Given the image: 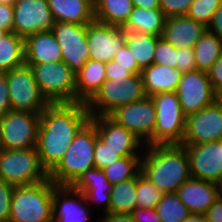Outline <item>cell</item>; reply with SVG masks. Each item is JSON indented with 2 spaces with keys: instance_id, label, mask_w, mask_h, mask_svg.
Instances as JSON below:
<instances>
[{
  "instance_id": "cell-1",
  "label": "cell",
  "mask_w": 222,
  "mask_h": 222,
  "mask_svg": "<svg viewBox=\"0 0 222 222\" xmlns=\"http://www.w3.org/2000/svg\"><path fill=\"white\" fill-rule=\"evenodd\" d=\"M91 120L86 103L49 104L41 113L36 150L50 173L61 161L79 131Z\"/></svg>"
},
{
  "instance_id": "cell-2",
  "label": "cell",
  "mask_w": 222,
  "mask_h": 222,
  "mask_svg": "<svg viewBox=\"0 0 222 222\" xmlns=\"http://www.w3.org/2000/svg\"><path fill=\"white\" fill-rule=\"evenodd\" d=\"M141 173L161 193H175L191 178L189 159L182 145L145 146L141 157Z\"/></svg>"
},
{
  "instance_id": "cell-3",
  "label": "cell",
  "mask_w": 222,
  "mask_h": 222,
  "mask_svg": "<svg viewBox=\"0 0 222 222\" xmlns=\"http://www.w3.org/2000/svg\"><path fill=\"white\" fill-rule=\"evenodd\" d=\"M97 129L90 120L75 136L58 165L49 173L56 185L71 186L87 170L95 167Z\"/></svg>"
},
{
  "instance_id": "cell-4",
  "label": "cell",
  "mask_w": 222,
  "mask_h": 222,
  "mask_svg": "<svg viewBox=\"0 0 222 222\" xmlns=\"http://www.w3.org/2000/svg\"><path fill=\"white\" fill-rule=\"evenodd\" d=\"M55 186L50 178L38 184L14 186L9 222L53 221Z\"/></svg>"
},
{
  "instance_id": "cell-5",
  "label": "cell",
  "mask_w": 222,
  "mask_h": 222,
  "mask_svg": "<svg viewBox=\"0 0 222 222\" xmlns=\"http://www.w3.org/2000/svg\"><path fill=\"white\" fill-rule=\"evenodd\" d=\"M156 125L152 145H182L186 115L176 92H161L151 96Z\"/></svg>"
},
{
  "instance_id": "cell-6",
  "label": "cell",
  "mask_w": 222,
  "mask_h": 222,
  "mask_svg": "<svg viewBox=\"0 0 222 222\" xmlns=\"http://www.w3.org/2000/svg\"><path fill=\"white\" fill-rule=\"evenodd\" d=\"M141 74L127 79L106 80L86 103L91 116L110 115L117 108L145 97Z\"/></svg>"
},
{
  "instance_id": "cell-7",
  "label": "cell",
  "mask_w": 222,
  "mask_h": 222,
  "mask_svg": "<svg viewBox=\"0 0 222 222\" xmlns=\"http://www.w3.org/2000/svg\"><path fill=\"white\" fill-rule=\"evenodd\" d=\"M0 179L12 186H25L49 179V173L42 165L36 148L0 149Z\"/></svg>"
},
{
  "instance_id": "cell-8",
  "label": "cell",
  "mask_w": 222,
  "mask_h": 222,
  "mask_svg": "<svg viewBox=\"0 0 222 222\" xmlns=\"http://www.w3.org/2000/svg\"><path fill=\"white\" fill-rule=\"evenodd\" d=\"M25 65L49 104L76 103V74L63 61Z\"/></svg>"
},
{
  "instance_id": "cell-9",
  "label": "cell",
  "mask_w": 222,
  "mask_h": 222,
  "mask_svg": "<svg viewBox=\"0 0 222 222\" xmlns=\"http://www.w3.org/2000/svg\"><path fill=\"white\" fill-rule=\"evenodd\" d=\"M3 74L7 78L11 110L41 115L49 103L41 94L32 69L24 64Z\"/></svg>"
},
{
  "instance_id": "cell-10",
  "label": "cell",
  "mask_w": 222,
  "mask_h": 222,
  "mask_svg": "<svg viewBox=\"0 0 222 222\" xmlns=\"http://www.w3.org/2000/svg\"><path fill=\"white\" fill-rule=\"evenodd\" d=\"M40 114L12 111L0 118L2 149H30L36 147Z\"/></svg>"
},
{
  "instance_id": "cell-11",
  "label": "cell",
  "mask_w": 222,
  "mask_h": 222,
  "mask_svg": "<svg viewBox=\"0 0 222 222\" xmlns=\"http://www.w3.org/2000/svg\"><path fill=\"white\" fill-rule=\"evenodd\" d=\"M109 116L131 131L145 146L152 145L156 112L151 96H145L139 101L121 106Z\"/></svg>"
},
{
  "instance_id": "cell-12",
  "label": "cell",
  "mask_w": 222,
  "mask_h": 222,
  "mask_svg": "<svg viewBox=\"0 0 222 222\" xmlns=\"http://www.w3.org/2000/svg\"><path fill=\"white\" fill-rule=\"evenodd\" d=\"M222 139V100L186 116L182 145H201Z\"/></svg>"
},
{
  "instance_id": "cell-13",
  "label": "cell",
  "mask_w": 222,
  "mask_h": 222,
  "mask_svg": "<svg viewBox=\"0 0 222 222\" xmlns=\"http://www.w3.org/2000/svg\"><path fill=\"white\" fill-rule=\"evenodd\" d=\"M176 93L186 116L199 112L219 98L208 74L199 70L183 72Z\"/></svg>"
},
{
  "instance_id": "cell-14",
  "label": "cell",
  "mask_w": 222,
  "mask_h": 222,
  "mask_svg": "<svg viewBox=\"0 0 222 222\" xmlns=\"http://www.w3.org/2000/svg\"><path fill=\"white\" fill-rule=\"evenodd\" d=\"M51 31L60 45L62 61L76 74L89 60L87 25L55 22Z\"/></svg>"
},
{
  "instance_id": "cell-15",
  "label": "cell",
  "mask_w": 222,
  "mask_h": 222,
  "mask_svg": "<svg viewBox=\"0 0 222 222\" xmlns=\"http://www.w3.org/2000/svg\"><path fill=\"white\" fill-rule=\"evenodd\" d=\"M189 159L191 178L222 186V139L201 145H182Z\"/></svg>"
},
{
  "instance_id": "cell-16",
  "label": "cell",
  "mask_w": 222,
  "mask_h": 222,
  "mask_svg": "<svg viewBox=\"0 0 222 222\" xmlns=\"http://www.w3.org/2000/svg\"><path fill=\"white\" fill-rule=\"evenodd\" d=\"M13 20L14 32L24 39L37 32L51 31L55 24L47 0H16Z\"/></svg>"
},
{
  "instance_id": "cell-17",
  "label": "cell",
  "mask_w": 222,
  "mask_h": 222,
  "mask_svg": "<svg viewBox=\"0 0 222 222\" xmlns=\"http://www.w3.org/2000/svg\"><path fill=\"white\" fill-rule=\"evenodd\" d=\"M127 33L122 27L93 21L87 25L89 59L107 63L126 44Z\"/></svg>"
},
{
  "instance_id": "cell-18",
  "label": "cell",
  "mask_w": 222,
  "mask_h": 222,
  "mask_svg": "<svg viewBox=\"0 0 222 222\" xmlns=\"http://www.w3.org/2000/svg\"><path fill=\"white\" fill-rule=\"evenodd\" d=\"M98 137L122 157L142 156L145 144L109 115L91 116Z\"/></svg>"
},
{
  "instance_id": "cell-19",
  "label": "cell",
  "mask_w": 222,
  "mask_h": 222,
  "mask_svg": "<svg viewBox=\"0 0 222 222\" xmlns=\"http://www.w3.org/2000/svg\"><path fill=\"white\" fill-rule=\"evenodd\" d=\"M52 211L54 222H90L93 213L82 192L64 185L55 186Z\"/></svg>"
},
{
  "instance_id": "cell-20",
  "label": "cell",
  "mask_w": 222,
  "mask_h": 222,
  "mask_svg": "<svg viewBox=\"0 0 222 222\" xmlns=\"http://www.w3.org/2000/svg\"><path fill=\"white\" fill-rule=\"evenodd\" d=\"M71 186L84 194L92 211L93 207L95 209L98 207L99 212L103 210L101 211L103 214L109 213L112 185L107 180L103 169L94 167L87 170ZM92 204L95 206L92 207Z\"/></svg>"
},
{
  "instance_id": "cell-21",
  "label": "cell",
  "mask_w": 222,
  "mask_h": 222,
  "mask_svg": "<svg viewBox=\"0 0 222 222\" xmlns=\"http://www.w3.org/2000/svg\"><path fill=\"white\" fill-rule=\"evenodd\" d=\"M179 200L191 213L205 214L222 193V186L204 180L190 178L178 190Z\"/></svg>"
},
{
  "instance_id": "cell-22",
  "label": "cell",
  "mask_w": 222,
  "mask_h": 222,
  "mask_svg": "<svg viewBox=\"0 0 222 222\" xmlns=\"http://www.w3.org/2000/svg\"><path fill=\"white\" fill-rule=\"evenodd\" d=\"M207 26L184 16L166 18L162 37L176 49L193 48Z\"/></svg>"
},
{
  "instance_id": "cell-23",
  "label": "cell",
  "mask_w": 222,
  "mask_h": 222,
  "mask_svg": "<svg viewBox=\"0 0 222 222\" xmlns=\"http://www.w3.org/2000/svg\"><path fill=\"white\" fill-rule=\"evenodd\" d=\"M25 64L62 61V52L52 31L37 32L24 39Z\"/></svg>"
},
{
  "instance_id": "cell-24",
  "label": "cell",
  "mask_w": 222,
  "mask_h": 222,
  "mask_svg": "<svg viewBox=\"0 0 222 222\" xmlns=\"http://www.w3.org/2000/svg\"><path fill=\"white\" fill-rule=\"evenodd\" d=\"M55 22L88 25L94 18V0H47Z\"/></svg>"
},
{
  "instance_id": "cell-25",
  "label": "cell",
  "mask_w": 222,
  "mask_h": 222,
  "mask_svg": "<svg viewBox=\"0 0 222 222\" xmlns=\"http://www.w3.org/2000/svg\"><path fill=\"white\" fill-rule=\"evenodd\" d=\"M183 72L156 63L142 70L143 88L146 96L161 92H176Z\"/></svg>"
},
{
  "instance_id": "cell-26",
  "label": "cell",
  "mask_w": 222,
  "mask_h": 222,
  "mask_svg": "<svg viewBox=\"0 0 222 222\" xmlns=\"http://www.w3.org/2000/svg\"><path fill=\"white\" fill-rule=\"evenodd\" d=\"M106 81V63L89 59L76 73V102L87 103Z\"/></svg>"
},
{
  "instance_id": "cell-27",
  "label": "cell",
  "mask_w": 222,
  "mask_h": 222,
  "mask_svg": "<svg viewBox=\"0 0 222 222\" xmlns=\"http://www.w3.org/2000/svg\"><path fill=\"white\" fill-rule=\"evenodd\" d=\"M165 21L166 17L161 10L134 6L128 21L122 28L126 31H136L162 37Z\"/></svg>"
},
{
  "instance_id": "cell-28",
  "label": "cell",
  "mask_w": 222,
  "mask_h": 222,
  "mask_svg": "<svg viewBox=\"0 0 222 222\" xmlns=\"http://www.w3.org/2000/svg\"><path fill=\"white\" fill-rule=\"evenodd\" d=\"M132 0H94L95 21L123 27L133 9Z\"/></svg>"
},
{
  "instance_id": "cell-29",
  "label": "cell",
  "mask_w": 222,
  "mask_h": 222,
  "mask_svg": "<svg viewBox=\"0 0 222 222\" xmlns=\"http://www.w3.org/2000/svg\"><path fill=\"white\" fill-rule=\"evenodd\" d=\"M196 70L208 72L222 55V41L208 29L193 47Z\"/></svg>"
},
{
  "instance_id": "cell-30",
  "label": "cell",
  "mask_w": 222,
  "mask_h": 222,
  "mask_svg": "<svg viewBox=\"0 0 222 222\" xmlns=\"http://www.w3.org/2000/svg\"><path fill=\"white\" fill-rule=\"evenodd\" d=\"M126 46L143 70L153 64L157 41L161 36L136 31H126Z\"/></svg>"
},
{
  "instance_id": "cell-31",
  "label": "cell",
  "mask_w": 222,
  "mask_h": 222,
  "mask_svg": "<svg viewBox=\"0 0 222 222\" xmlns=\"http://www.w3.org/2000/svg\"><path fill=\"white\" fill-rule=\"evenodd\" d=\"M25 64L24 38L8 32L0 40V74Z\"/></svg>"
},
{
  "instance_id": "cell-32",
  "label": "cell",
  "mask_w": 222,
  "mask_h": 222,
  "mask_svg": "<svg viewBox=\"0 0 222 222\" xmlns=\"http://www.w3.org/2000/svg\"><path fill=\"white\" fill-rule=\"evenodd\" d=\"M137 175L134 178L112 185L110 214H130L136 207Z\"/></svg>"
},
{
  "instance_id": "cell-33",
  "label": "cell",
  "mask_w": 222,
  "mask_h": 222,
  "mask_svg": "<svg viewBox=\"0 0 222 222\" xmlns=\"http://www.w3.org/2000/svg\"><path fill=\"white\" fill-rule=\"evenodd\" d=\"M142 156L122 157L104 168L105 176L111 185L134 178L141 171Z\"/></svg>"
},
{
  "instance_id": "cell-34",
  "label": "cell",
  "mask_w": 222,
  "mask_h": 222,
  "mask_svg": "<svg viewBox=\"0 0 222 222\" xmlns=\"http://www.w3.org/2000/svg\"><path fill=\"white\" fill-rule=\"evenodd\" d=\"M156 211L161 222H183L191 213L176 192L163 194Z\"/></svg>"
},
{
  "instance_id": "cell-35",
  "label": "cell",
  "mask_w": 222,
  "mask_h": 222,
  "mask_svg": "<svg viewBox=\"0 0 222 222\" xmlns=\"http://www.w3.org/2000/svg\"><path fill=\"white\" fill-rule=\"evenodd\" d=\"M163 193L141 171L137 174L136 202L137 207L156 208Z\"/></svg>"
},
{
  "instance_id": "cell-36",
  "label": "cell",
  "mask_w": 222,
  "mask_h": 222,
  "mask_svg": "<svg viewBox=\"0 0 222 222\" xmlns=\"http://www.w3.org/2000/svg\"><path fill=\"white\" fill-rule=\"evenodd\" d=\"M221 4L222 0H194L186 16L208 27Z\"/></svg>"
},
{
  "instance_id": "cell-37",
  "label": "cell",
  "mask_w": 222,
  "mask_h": 222,
  "mask_svg": "<svg viewBox=\"0 0 222 222\" xmlns=\"http://www.w3.org/2000/svg\"><path fill=\"white\" fill-rule=\"evenodd\" d=\"M153 63L171 68L177 66V49L163 37H160L157 41Z\"/></svg>"
},
{
  "instance_id": "cell-38",
  "label": "cell",
  "mask_w": 222,
  "mask_h": 222,
  "mask_svg": "<svg viewBox=\"0 0 222 222\" xmlns=\"http://www.w3.org/2000/svg\"><path fill=\"white\" fill-rule=\"evenodd\" d=\"M120 158H122V156L118 154L117 151L110 148L97 136L94 150L95 168L104 169Z\"/></svg>"
},
{
  "instance_id": "cell-39",
  "label": "cell",
  "mask_w": 222,
  "mask_h": 222,
  "mask_svg": "<svg viewBox=\"0 0 222 222\" xmlns=\"http://www.w3.org/2000/svg\"><path fill=\"white\" fill-rule=\"evenodd\" d=\"M194 0H160V10L166 18L184 16Z\"/></svg>"
},
{
  "instance_id": "cell-40",
  "label": "cell",
  "mask_w": 222,
  "mask_h": 222,
  "mask_svg": "<svg viewBox=\"0 0 222 222\" xmlns=\"http://www.w3.org/2000/svg\"><path fill=\"white\" fill-rule=\"evenodd\" d=\"M14 186L0 179V222H9Z\"/></svg>"
},
{
  "instance_id": "cell-41",
  "label": "cell",
  "mask_w": 222,
  "mask_h": 222,
  "mask_svg": "<svg viewBox=\"0 0 222 222\" xmlns=\"http://www.w3.org/2000/svg\"><path fill=\"white\" fill-rule=\"evenodd\" d=\"M112 60L126 70H129L132 74L142 73V69L138 66L136 59L131 55V52L126 45L114 55Z\"/></svg>"
},
{
  "instance_id": "cell-42",
  "label": "cell",
  "mask_w": 222,
  "mask_h": 222,
  "mask_svg": "<svg viewBox=\"0 0 222 222\" xmlns=\"http://www.w3.org/2000/svg\"><path fill=\"white\" fill-rule=\"evenodd\" d=\"M176 69L182 72H189V71L196 70V63H195L193 48L177 49Z\"/></svg>"
},
{
  "instance_id": "cell-43",
  "label": "cell",
  "mask_w": 222,
  "mask_h": 222,
  "mask_svg": "<svg viewBox=\"0 0 222 222\" xmlns=\"http://www.w3.org/2000/svg\"><path fill=\"white\" fill-rule=\"evenodd\" d=\"M14 4L0 3V29L14 32Z\"/></svg>"
},
{
  "instance_id": "cell-44",
  "label": "cell",
  "mask_w": 222,
  "mask_h": 222,
  "mask_svg": "<svg viewBox=\"0 0 222 222\" xmlns=\"http://www.w3.org/2000/svg\"><path fill=\"white\" fill-rule=\"evenodd\" d=\"M207 74L214 92L220 96L222 94V55L218 58Z\"/></svg>"
},
{
  "instance_id": "cell-45",
  "label": "cell",
  "mask_w": 222,
  "mask_h": 222,
  "mask_svg": "<svg viewBox=\"0 0 222 222\" xmlns=\"http://www.w3.org/2000/svg\"><path fill=\"white\" fill-rule=\"evenodd\" d=\"M130 214L134 222H161L156 208L136 207Z\"/></svg>"
},
{
  "instance_id": "cell-46",
  "label": "cell",
  "mask_w": 222,
  "mask_h": 222,
  "mask_svg": "<svg viewBox=\"0 0 222 222\" xmlns=\"http://www.w3.org/2000/svg\"><path fill=\"white\" fill-rule=\"evenodd\" d=\"M133 74L114 60L106 63V80L127 79Z\"/></svg>"
},
{
  "instance_id": "cell-47",
  "label": "cell",
  "mask_w": 222,
  "mask_h": 222,
  "mask_svg": "<svg viewBox=\"0 0 222 222\" xmlns=\"http://www.w3.org/2000/svg\"><path fill=\"white\" fill-rule=\"evenodd\" d=\"M11 110L7 78L0 74V118Z\"/></svg>"
},
{
  "instance_id": "cell-48",
  "label": "cell",
  "mask_w": 222,
  "mask_h": 222,
  "mask_svg": "<svg viewBox=\"0 0 222 222\" xmlns=\"http://www.w3.org/2000/svg\"><path fill=\"white\" fill-rule=\"evenodd\" d=\"M207 222H222V193L205 213Z\"/></svg>"
},
{
  "instance_id": "cell-49",
  "label": "cell",
  "mask_w": 222,
  "mask_h": 222,
  "mask_svg": "<svg viewBox=\"0 0 222 222\" xmlns=\"http://www.w3.org/2000/svg\"><path fill=\"white\" fill-rule=\"evenodd\" d=\"M207 28L222 41V4L213 15L212 21Z\"/></svg>"
},
{
  "instance_id": "cell-50",
  "label": "cell",
  "mask_w": 222,
  "mask_h": 222,
  "mask_svg": "<svg viewBox=\"0 0 222 222\" xmlns=\"http://www.w3.org/2000/svg\"><path fill=\"white\" fill-rule=\"evenodd\" d=\"M98 222H134L131 214L120 213V214H101Z\"/></svg>"
},
{
  "instance_id": "cell-51",
  "label": "cell",
  "mask_w": 222,
  "mask_h": 222,
  "mask_svg": "<svg viewBox=\"0 0 222 222\" xmlns=\"http://www.w3.org/2000/svg\"><path fill=\"white\" fill-rule=\"evenodd\" d=\"M132 4L144 9L160 10V0H132Z\"/></svg>"
},
{
  "instance_id": "cell-52",
  "label": "cell",
  "mask_w": 222,
  "mask_h": 222,
  "mask_svg": "<svg viewBox=\"0 0 222 222\" xmlns=\"http://www.w3.org/2000/svg\"><path fill=\"white\" fill-rule=\"evenodd\" d=\"M183 222H207L205 214L190 213Z\"/></svg>"
},
{
  "instance_id": "cell-53",
  "label": "cell",
  "mask_w": 222,
  "mask_h": 222,
  "mask_svg": "<svg viewBox=\"0 0 222 222\" xmlns=\"http://www.w3.org/2000/svg\"><path fill=\"white\" fill-rule=\"evenodd\" d=\"M16 0H0V3H9V4H14Z\"/></svg>"
},
{
  "instance_id": "cell-54",
  "label": "cell",
  "mask_w": 222,
  "mask_h": 222,
  "mask_svg": "<svg viewBox=\"0 0 222 222\" xmlns=\"http://www.w3.org/2000/svg\"><path fill=\"white\" fill-rule=\"evenodd\" d=\"M7 32L0 29V40L6 35Z\"/></svg>"
}]
</instances>
